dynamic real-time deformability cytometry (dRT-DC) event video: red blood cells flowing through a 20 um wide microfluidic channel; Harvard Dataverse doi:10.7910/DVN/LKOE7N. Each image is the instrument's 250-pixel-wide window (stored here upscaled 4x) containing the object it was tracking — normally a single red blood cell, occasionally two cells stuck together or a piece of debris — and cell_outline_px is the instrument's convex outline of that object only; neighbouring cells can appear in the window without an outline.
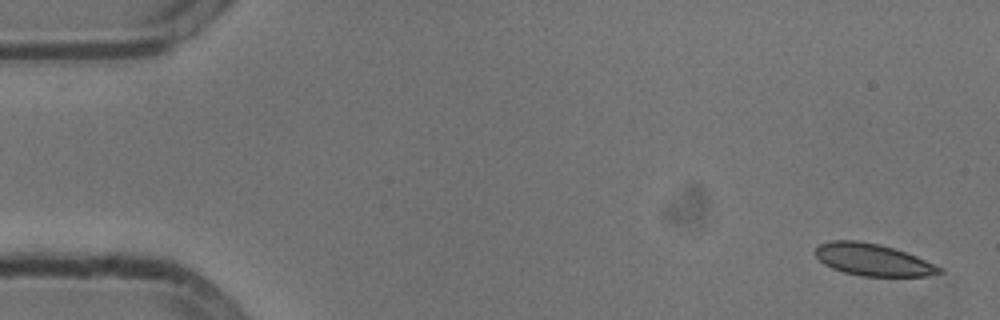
{"species": "common noctule bat (a hibernating species)", "species_latin": "Nyctalus noctula", "temperature_condition": "cold", "stored_images_in_passage": 53, "camera_frame_rate_fps": 3000, "um_per_image_px": 0.085, "animal": {"sex": "male", "body_mass_g": 13.3}, "frame": {"image": 1, "passage_image": 1, "time_ms": 0.0, "image_size_px": [1000, 320], "cell_outline_px": [[944, 272], [928, 276], [860, 276], [844, 272], [832, 268], [824, 264], [816, 256], [816, 248], [820, 244], [832, 240], [856, 240], [880, 244], [916, 256], [940, 268]], "centroid_in_image_um": [74.16, 22.08], "position_along_channel_um": 10.8, "area_um2": 22.83}}
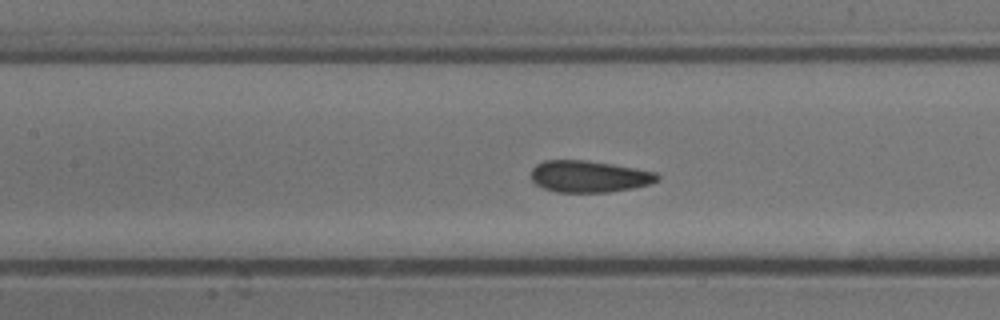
{"frame": {"image": 2, "passage_image": 23, "time_ms": 7.333, "image_size_px": [1000, 320], "cell_outline_px": [[660, 180], [652, 184], [632, 188], [608, 192], [556, 192], [544, 188], [536, 184], [532, 180], [532, 168], [536, 164], [544, 160], [588, 160], [612, 164], [656, 172], [660, 176]], "centroid_in_image_um": [50.09, 14.99], "position_along_channel_um": 157.3, "area_um2": 23.41}}
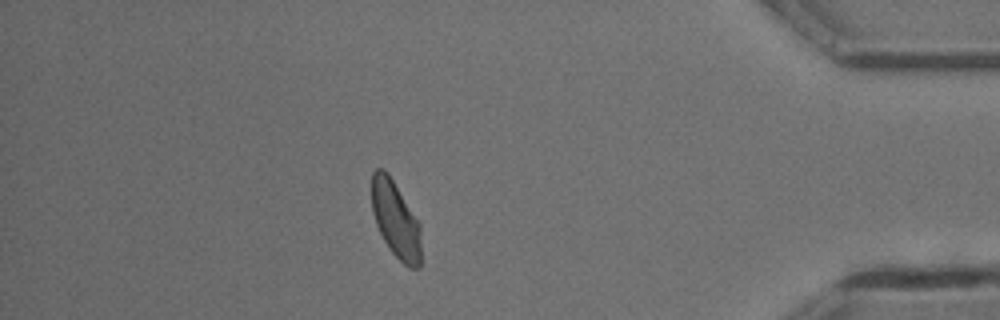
{"frame": {"image": 3, "passage_image": 46, "time_ms": 15.0, "image_size_px": [1000, 320], "cell_outline_px": [[420, 268], [408, 268], [388, 248], [376, 224], [372, 212], [372, 172], [376, 168], [384, 168], [388, 172], [420, 224]], "centroid_in_image_um": [33.62, 18.65], "position_along_channel_um": 401.6, "area_um2": 21.96}, "authors_computed_cell_mechanics": {"area_um2": 23.5246, "velocity_mm_per_s": 3.7721, "shape_relaxation_time_tau1_ms": 6.3179, "shape_relaxation_time_tau2_ms": 1.132, "deformation_change_tau1": 0.1074, "deformation_change_tau2": 0.052}}